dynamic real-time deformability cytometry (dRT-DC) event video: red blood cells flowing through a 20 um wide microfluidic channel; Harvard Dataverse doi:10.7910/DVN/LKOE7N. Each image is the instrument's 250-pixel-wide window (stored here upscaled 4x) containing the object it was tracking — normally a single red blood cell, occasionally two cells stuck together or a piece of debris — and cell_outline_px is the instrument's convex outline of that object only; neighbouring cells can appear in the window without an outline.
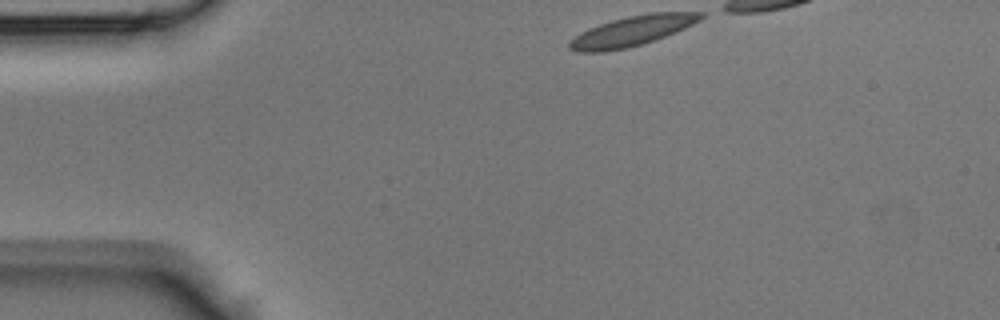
{"species": "Egyptian fruit bat (a non-hibernating species)", "species_latin": "Rousettus aegyptiacus", "temperature_condition": "room temperature", "stored_images_in_passage": 29, "camera_frame_rate_fps": 3000, "um_per_image_px": 0.085, "animal": {"sex": "male"}, "frame": {"image": 1, "passage_image": 1, "time_ms": 0.0, "image_size_px": [1000, 320], "cell_outline_px": [[704, 16], [700, 20], [676, 32], [628, 48], [604, 52], [576, 52], [568, 48], [568, 44], [580, 32], [588, 28], [612, 20], [628, 16], [648, 12], [704, 12]], "centroid_in_image_um": [53.71, 2.63], "position_along_channel_um": 31.3, "area_um2": 22.83}}
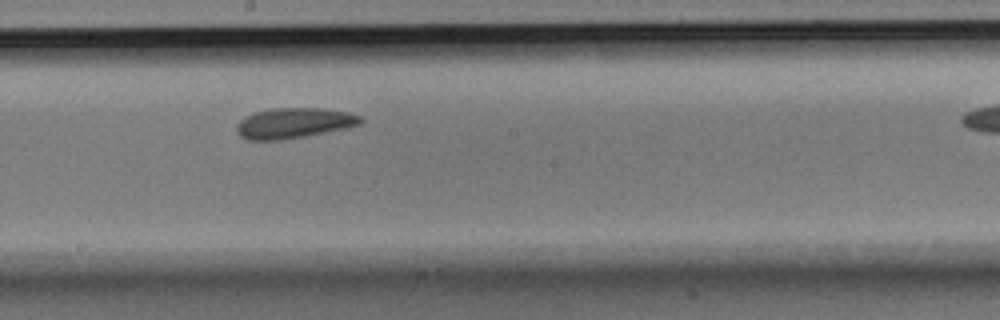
{"frame": {"image": 2, "passage_image": 17, "time_ms": 5.333, "image_size_px": [1000, 320], "cell_outline_px": [[364, 120], [360, 124], [348, 128], [308, 136], [284, 140], [248, 140], [240, 136], [236, 132], [236, 124], [244, 116], [252, 112], [272, 108], [320, 108], [348, 112], [360, 116]], "centroid_in_image_um": [24.96, 10.47], "position_along_channel_um": 223.2, "area_um2": 22.37}}
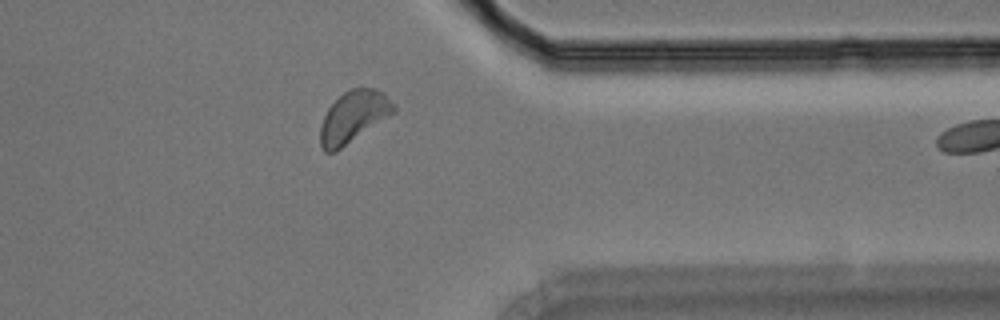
{"frame": {"image": 3, "passage_image": 28, "time_ms": 9.0, "image_size_px": [1000, 320], "cell_outline_px": [[396, 112], [336, 152], [324, 152], [320, 144], [320, 124], [328, 108], [348, 88], [376, 88], [384, 92], [396, 104]], "centroid_in_image_um": [30.07, 9.92], "position_along_channel_um": 381.3, "area_um2": 22.31}}